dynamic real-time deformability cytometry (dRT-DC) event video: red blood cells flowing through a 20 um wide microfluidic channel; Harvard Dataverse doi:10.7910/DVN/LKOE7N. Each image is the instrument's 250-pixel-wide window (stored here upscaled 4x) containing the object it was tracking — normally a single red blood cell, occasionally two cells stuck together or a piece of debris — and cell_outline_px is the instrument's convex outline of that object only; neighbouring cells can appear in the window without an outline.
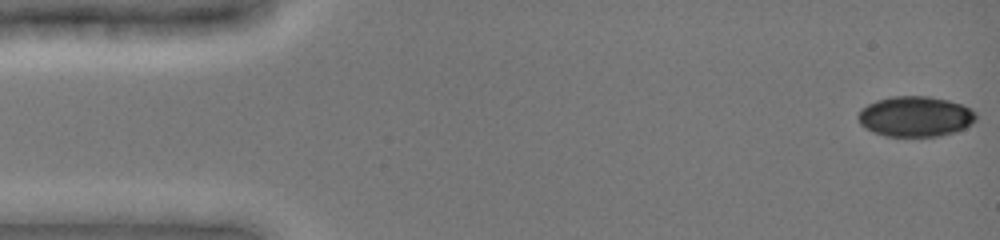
{"species": "common noctule bat (a hibernating species)", "species_latin": "Nyctalus noctula", "temperature_condition": "cold", "stored_images_in_passage": 14, "camera_frame_rate_fps": 3000, "um_per_image_px": 0.085, "animal": {"sex": "female", "body_mass_g": 19.0, "forearm_length_mm": 51.5}, "frame": {"image": 1, "passage_image": 1, "time_ms": 0.0, "image_size_px": [1000, 240], "cell_outline_px": [[976, 120], [972, 124], [956, 132], [940, 136], [884, 136], [872, 132], [864, 128], [860, 124], [856, 116], [860, 108], [876, 100], [892, 96], [928, 96], [948, 100], [964, 104], [972, 108], [976, 112]], "centroid_in_image_um": [77.8, 9.9], "position_along_channel_um": 7.2, "area_um2": 28.26}}
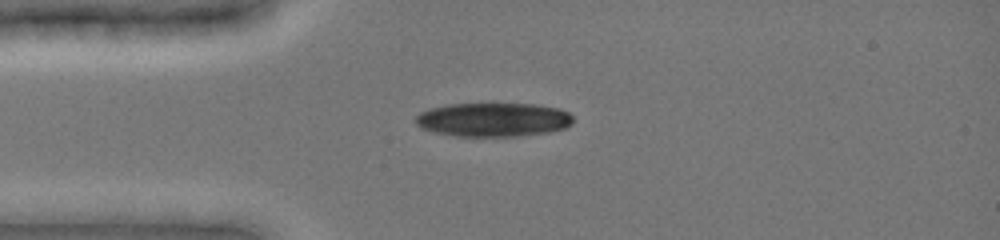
{"frame": {"image": 2, "passage_image": 11, "time_ms": 3.667, "image_size_px": [1000, 240], "cell_outline_px": [[572, 124], [564, 128], [552, 132], [516, 136], [456, 136], [432, 132], [420, 128], [416, 124], [416, 116], [420, 112], [428, 108], [448, 104], [536, 104], [560, 108], [568, 112], [572, 116]], "centroid_in_image_um": [41.92, 10.17], "position_along_channel_um": 43.1, "area_um2": 31.39}}